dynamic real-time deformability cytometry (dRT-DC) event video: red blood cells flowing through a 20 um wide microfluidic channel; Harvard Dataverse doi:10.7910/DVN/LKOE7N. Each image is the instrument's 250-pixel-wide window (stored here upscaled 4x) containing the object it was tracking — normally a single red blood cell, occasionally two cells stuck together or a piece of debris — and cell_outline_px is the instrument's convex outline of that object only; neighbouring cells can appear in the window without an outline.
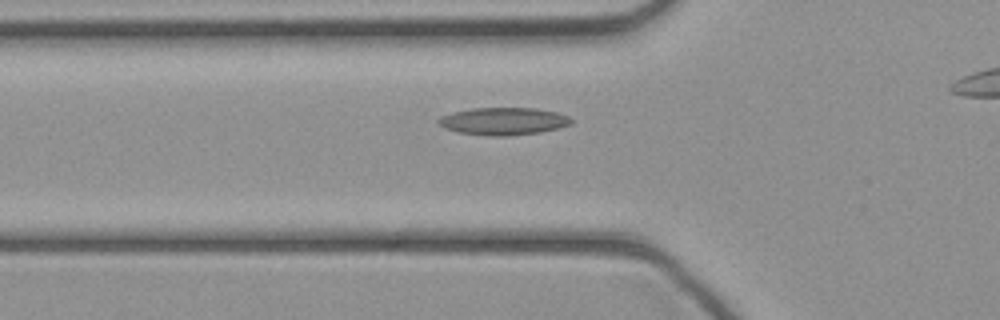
{"species": "common noctule bat (a hibernating species)", "species_latin": "Nyctalus noctula", "temperature_condition": "cold", "stored_images_in_passage": 26, "camera_frame_rate_fps": 3000, "um_per_image_px": 0.085, "animal": {"sex": "female", "body_mass_g": 21.9}, "frame": {"image": 1, "passage_image": 3, "time_ms": 0.667, "image_size_px": [1000, 320], "cell_outline_px": [[572, 124], [540, 132], [508, 136], [488, 136], [460, 132], [444, 128], [436, 120], [440, 116], [452, 112], [472, 108], [536, 108], [556, 112], [568, 116], [572, 120]], "centroid_in_image_um": [42.77, 10.3], "position_along_channel_um": 83.0, "area_um2": 21.21}}
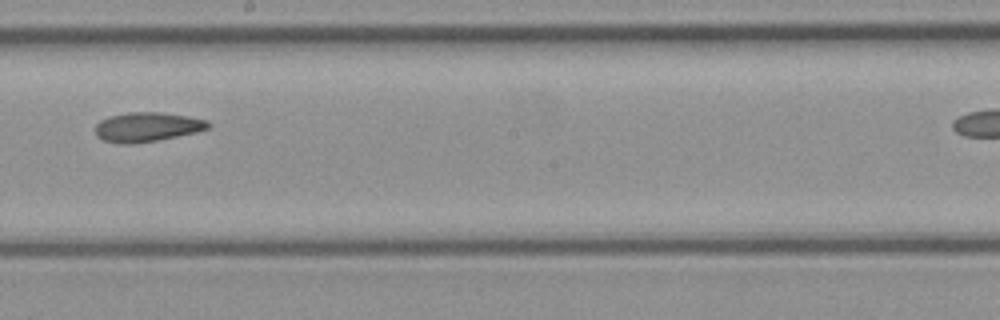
{"frame": {"image": 2, "passage_image": 13, "time_ms": 4.0, "image_size_px": [1000, 320], "cell_outline_px": [[212, 124], [208, 128], [196, 132], [156, 140], [132, 144], [120, 144], [104, 140], [96, 136], [96, 124], [100, 120], [108, 116], [128, 112], [164, 112], [208, 120]], "centroid_in_image_um": [12.49, 10.78], "position_along_channel_um": 235.7, "area_um2": 19.36}}
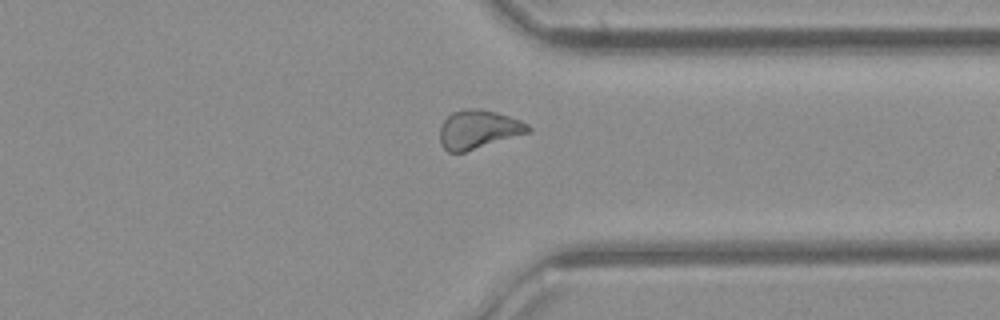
{"frame": {"image": 3, "passage_image": 22, "time_ms": 7.0, "image_size_px": [1000, 320], "cell_outline_px": [[532, 132], [464, 152], [448, 152], [440, 144], [440, 128], [444, 120], [452, 112], [464, 108], [480, 108], [496, 112], [520, 120], [528, 124], [532, 128]], "centroid_in_image_um": [40.68, 10.99], "position_along_channel_um": 370.7, "area_um2": 20.06}}